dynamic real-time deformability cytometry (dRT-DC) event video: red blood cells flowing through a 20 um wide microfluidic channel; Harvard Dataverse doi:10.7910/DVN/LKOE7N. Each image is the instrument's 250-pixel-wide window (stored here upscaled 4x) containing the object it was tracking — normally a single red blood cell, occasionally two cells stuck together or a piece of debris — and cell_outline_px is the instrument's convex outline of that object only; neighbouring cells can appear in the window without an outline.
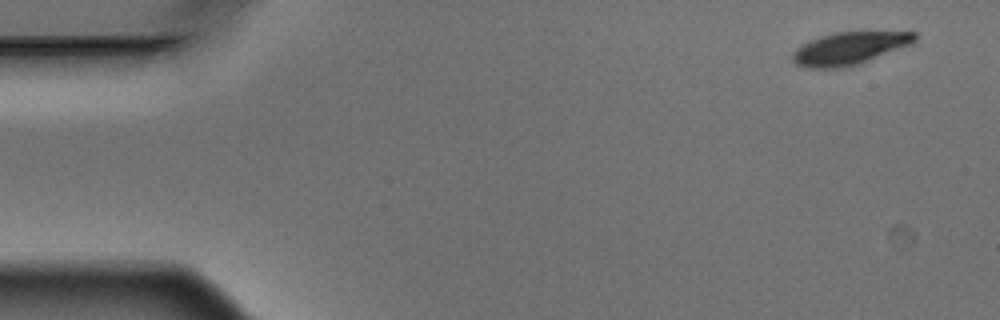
{"species": "Egyptian fruit bat (a non-hibernating species)", "species_latin": "Rousettus aegyptiacus", "temperature_condition": "warm", "stored_images_in_passage": 4, "camera_frame_rate_fps": 3000, "um_per_image_px": 0.085, "animal": {"sex": "male"}, "frame": {"image": 1, "passage_image": 1, "time_ms": 0.0, "image_size_px": [1000, 320], "cell_outline_px": [[916, 40], [912, 44], [860, 64], [844, 68], [804, 68], [796, 64], [792, 60], [792, 52], [796, 48], [820, 36], [836, 32], [916, 32]], "centroid_in_image_um": [72.2, 4.13], "position_along_channel_um": 12.8, "area_um2": 23.24}}
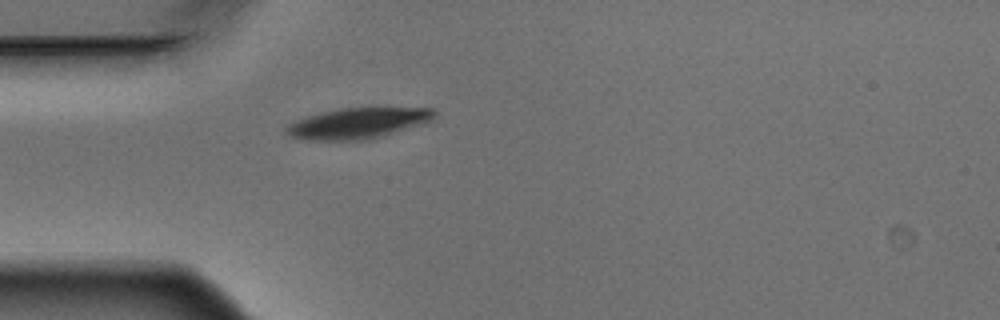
{"frame": {"image": 2, "passage_image": 4, "time_ms": 1.0, "image_size_px": [1000, 320], "cell_outline_px": [[436, 116], [432, 120], [424, 124], [384, 136], [368, 140], [304, 140], [292, 136], [284, 132], [284, 128], [288, 124], [296, 120], [308, 116], [340, 108], [372, 104], [436, 108]], "centroid_in_image_um": [30.57, 10.41], "position_along_channel_um": 54.4, "area_um2": 28.09}}